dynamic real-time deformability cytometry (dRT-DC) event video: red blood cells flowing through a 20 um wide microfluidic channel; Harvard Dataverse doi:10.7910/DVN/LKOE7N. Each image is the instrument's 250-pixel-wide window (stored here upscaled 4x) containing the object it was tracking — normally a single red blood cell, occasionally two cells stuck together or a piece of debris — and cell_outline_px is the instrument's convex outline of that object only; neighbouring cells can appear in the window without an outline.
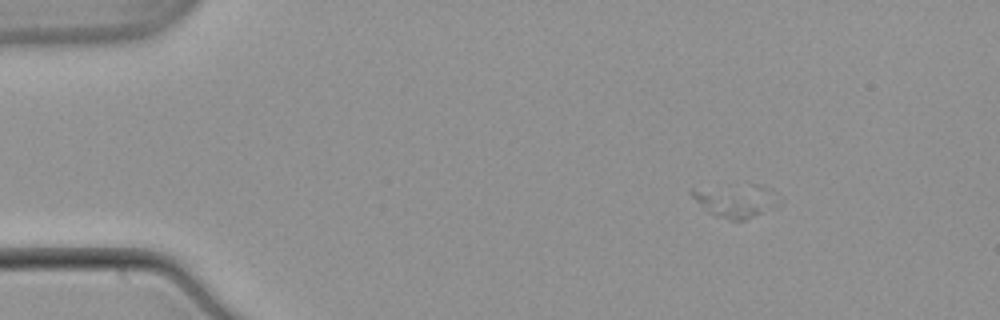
{"species": "common noctule bat (a hibernating species)", "species_latin": "Nyctalus noctula", "temperature_condition": "warm", "stored_images_in_passage": 51, "camera_frame_rate_fps": 3000, "um_per_image_px": 0.085, "animal": {"sex": "male", "body_mass_g": 21.5, "forearm_length_mm": 52.0}, "frame": {"image": 1, "passage_image": 5, "time_ms": 1.333, "image_size_px": [1000, 320], "cell_outline_px": [[784, 200], [780, 204], [744, 220], [728, 220], [712, 212], [696, 200], [688, 192], [752, 184], [756, 184], [772, 188], [784, 196]], "centroid_in_image_um": [62.8, 17.06], "position_along_channel_um": 22.2, "area_um2": 16.13}}
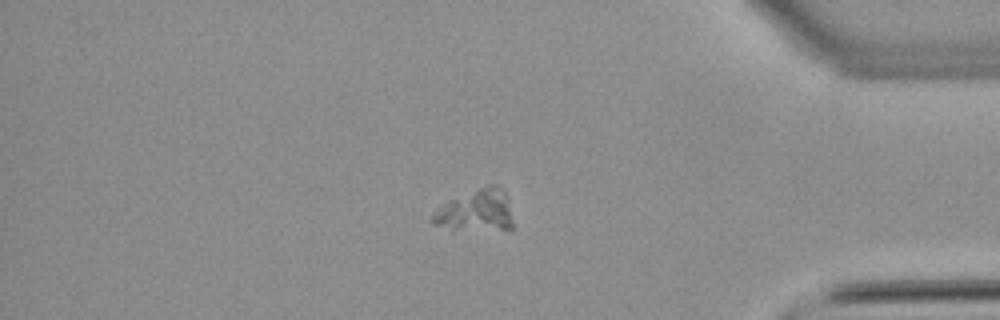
{"frame": {"image": 2, "passage_image": 43, "time_ms": 14.0, "image_size_px": [1000, 320], "cell_outline_px": [[512, 228], [500, 228], [432, 224], [432, 216], [436, 208], [452, 200], [488, 184], [492, 184], [504, 192], [508, 196], [512, 224]], "centroid_in_image_um": [40.51, 17.82], "position_along_channel_um": 394.7, "area_um2": 17.86}}
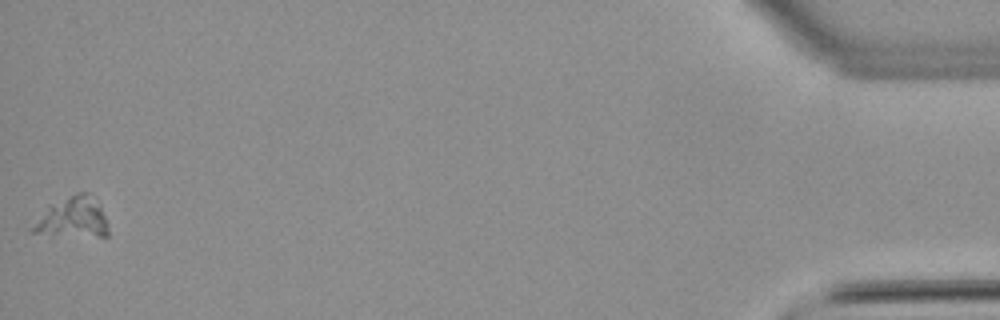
{"frame": {"image": 3, "passage_image": 51, "time_ms": 16.667, "image_size_px": [1000, 320], "cell_outline_px": [[108, 236], [100, 236], [32, 232], [28, 228], [52, 208], [68, 196], [76, 192], [88, 192], [100, 208], [104, 216], [108, 228]], "centroid_in_image_um": [6.26, 18.5], "position_along_channel_um": 428.9, "area_um2": 16.36}}